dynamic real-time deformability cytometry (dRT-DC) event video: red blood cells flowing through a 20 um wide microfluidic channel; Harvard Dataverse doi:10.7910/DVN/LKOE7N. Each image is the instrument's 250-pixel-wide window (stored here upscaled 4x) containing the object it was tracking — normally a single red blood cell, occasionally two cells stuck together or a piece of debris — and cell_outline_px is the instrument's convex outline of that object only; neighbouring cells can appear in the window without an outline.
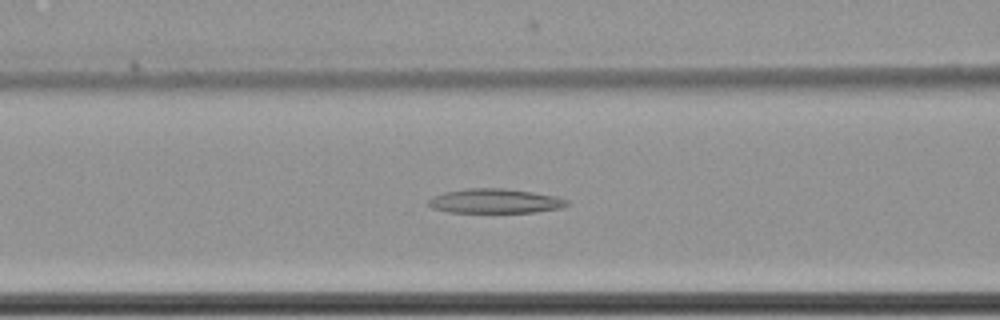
{"species": "common noctule bat (a hibernating species)", "species_latin": "Nyctalus noctula", "temperature_condition": "cold", "stored_images_in_passage": 62, "camera_frame_rate_fps": 3000, "um_per_image_px": 0.085, "animal": {"sex": "female", "body_mass_g": 22.7, "forearm_length_mm": 54.2}, "frame": {"image": 1, "passage_image": 28, "time_ms": 9.0, "image_size_px": [1000, 320], "cell_outline_px": [[572, 204], [560, 208], [536, 212], [448, 212], [432, 208], [428, 204], [428, 200], [432, 196], [444, 192], [464, 188], [504, 188], [532, 192], [556, 196], [568, 200]], "centroid_in_image_um": [42.08, 17.08], "position_along_channel_um": 124.5, "area_um2": 19.88}}
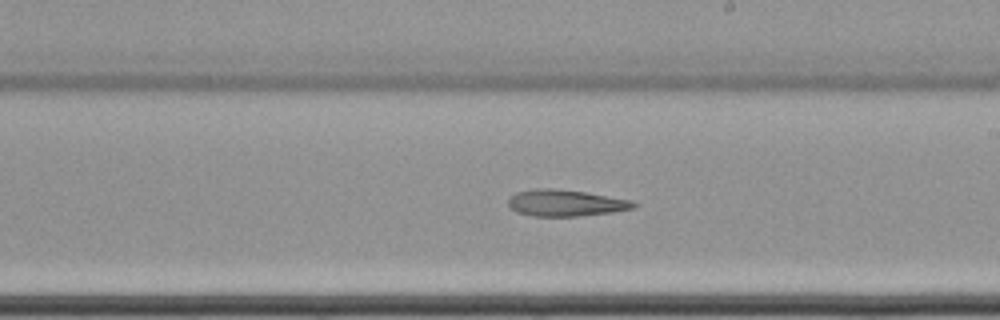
{"frame": {"image": 2, "passage_image": 38, "time_ms": 12.333, "image_size_px": [1000, 320], "cell_outline_px": [[640, 204], [636, 208], [612, 212], [576, 216], [532, 216], [516, 212], [508, 204], [508, 200], [516, 192], [532, 188], [552, 188], [584, 192], [632, 200]], "centroid_in_image_um": [48.1, 17.25], "position_along_channel_um": 240.9, "area_um2": 19.42}}
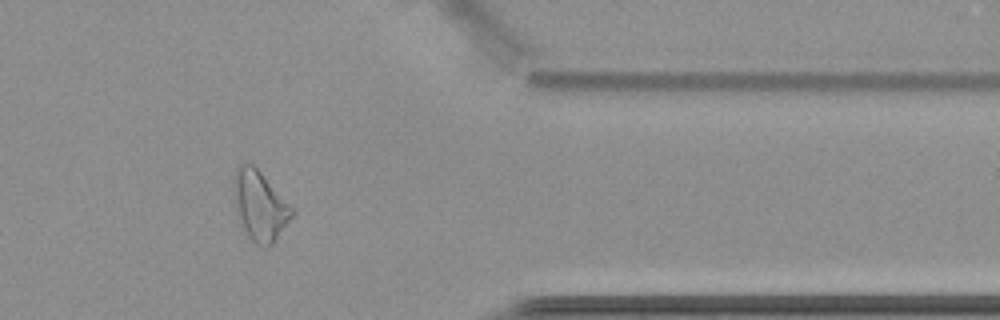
{"frame": {"image": 3, "passage_image": 52, "time_ms": 17.0, "image_size_px": [1000, 320], "cell_outline_px": [[296, 212], [272, 244], [268, 248], [264, 248], [256, 244], [248, 236], [240, 224], [236, 212], [232, 192], [232, 180], [236, 168], [240, 164], [252, 164], [296, 208]], "centroid_in_image_um": [22.08, 17.49], "position_along_channel_um": 389.3, "area_um2": 24.16}, "authors_computed_cell_mechanics": {"area_um2": 24.1315, "velocity_mm_per_s": 3.4935, "shape_relaxation_time_tau1_ms": null, "shape_relaxation_time_tau2_ms": 10.8914, "deformation_change_tau1": null, "deformation_change_tau2": 0.2159}}